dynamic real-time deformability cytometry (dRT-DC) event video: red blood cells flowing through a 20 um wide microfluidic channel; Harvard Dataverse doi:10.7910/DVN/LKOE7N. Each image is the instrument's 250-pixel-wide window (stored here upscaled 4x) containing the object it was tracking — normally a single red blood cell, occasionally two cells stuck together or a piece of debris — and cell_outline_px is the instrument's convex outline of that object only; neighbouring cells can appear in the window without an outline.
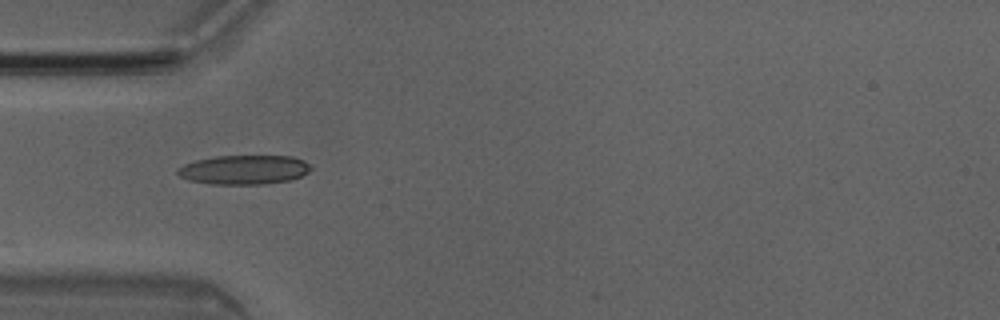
{"species": "Egyptian fruit bat (a non-hibernating species)", "species_latin": "Rousettus aegyptiacus", "temperature_condition": "room temperature", "stored_images_in_passage": 7, "camera_frame_rate_fps": 3000, "um_per_image_px": 0.085, "animal": {"sex": "male"}, "frame": {"image": 1, "passage_image": 4, "time_ms": 1.0, "image_size_px": [1000, 320], "cell_outline_px": [[312, 168], [308, 172], [292, 180], [264, 184], [212, 184], [188, 180], [180, 176], [176, 172], [176, 168], [184, 164], [196, 160], [216, 156], [292, 156], [304, 160]], "centroid_in_image_um": [20.74, 14.43], "position_along_channel_um": 64.3, "area_um2": 22.77}}
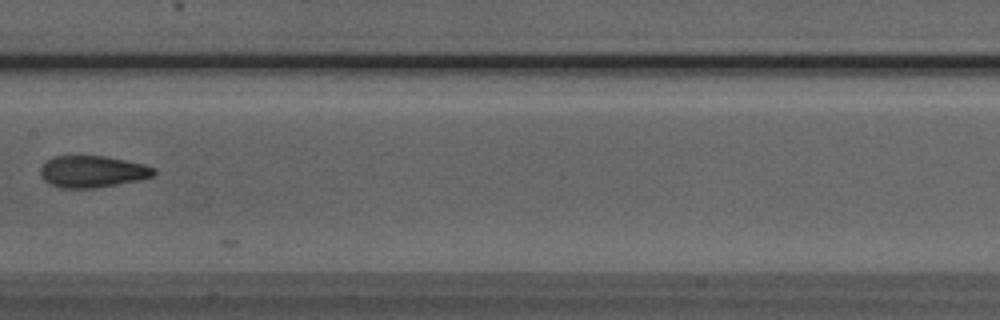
{"frame": {"image": 2, "passage_image": 7, "time_ms": 2.0, "image_size_px": [1000, 320], "cell_outline_px": [[156, 172], [152, 176], [140, 180], [96, 188], [60, 188], [48, 184], [40, 176], [40, 168], [52, 156], [104, 156], [144, 164], [156, 168]], "centroid_in_image_um": [7.84, 14.59], "position_along_channel_um": 199.6, "area_um2": 21.1}}